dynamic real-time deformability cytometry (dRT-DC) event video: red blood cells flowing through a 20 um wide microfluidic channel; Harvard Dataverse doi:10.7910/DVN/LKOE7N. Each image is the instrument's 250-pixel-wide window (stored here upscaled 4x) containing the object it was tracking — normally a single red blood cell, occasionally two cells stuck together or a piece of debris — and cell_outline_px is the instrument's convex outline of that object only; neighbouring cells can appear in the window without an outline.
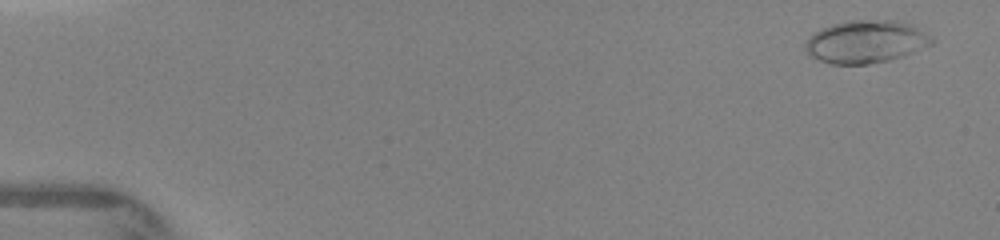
{"species": "human", "species_latin": "Homo sapiens", "temperature_condition": "warm", "stored_images_in_passage": 36, "camera_frame_rate_fps": 3000, "um_per_image_px": 0.085, "donor": {"sex": "female"}, "frame": {"image": 1, "passage_image": 1, "time_ms": 0.0, "image_size_px": [1000, 240], "cell_outline_px": [[932, 44], [912, 52], [888, 60], [868, 64], [832, 64], [820, 60], [812, 56], [804, 48], [804, 44], [812, 32], [832, 24], [848, 20], [896, 20], [912, 24], [932, 36]], "centroid_in_image_um": [73.58, 3.52], "position_along_channel_um": 11.4, "area_um2": 31.39}}
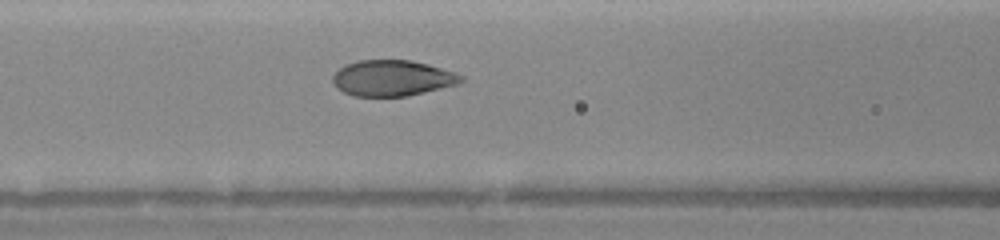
{"frame": {"image": 2, "passage_image": 16, "time_ms": 6.0, "image_size_px": [1000, 240], "cell_outline_px": [[464, 80], [456, 84], [408, 96], [352, 96], [336, 88], [332, 80], [332, 76], [340, 68], [356, 60], [412, 60], [428, 64], [456, 72], [464, 76]], "centroid_in_image_um": [33.35, 6.63], "position_along_channel_um": 133.3, "area_um2": 26.82}}
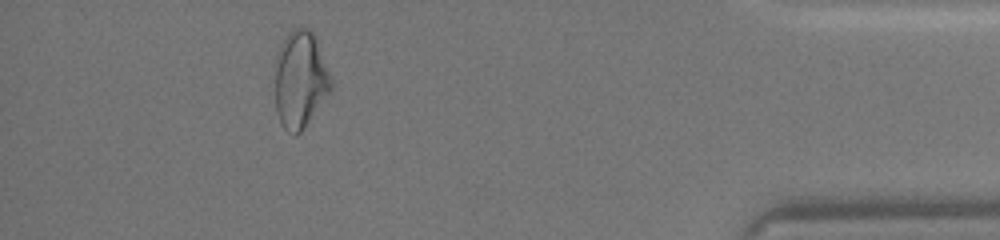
{"frame": {"image": 3, "passage_image": 33, "time_ms": 13.333, "image_size_px": [1000, 240], "cell_outline_px": [[332, 88], [300, 132], [296, 136], [288, 132], [284, 128], [280, 120], [276, 108], [276, 52], [280, 44], [288, 32], [292, 28], [308, 28], [312, 32], [332, 80]], "centroid_in_image_um": [25.49, 6.75], "position_along_channel_um": 409.7, "area_um2": 31.04}}